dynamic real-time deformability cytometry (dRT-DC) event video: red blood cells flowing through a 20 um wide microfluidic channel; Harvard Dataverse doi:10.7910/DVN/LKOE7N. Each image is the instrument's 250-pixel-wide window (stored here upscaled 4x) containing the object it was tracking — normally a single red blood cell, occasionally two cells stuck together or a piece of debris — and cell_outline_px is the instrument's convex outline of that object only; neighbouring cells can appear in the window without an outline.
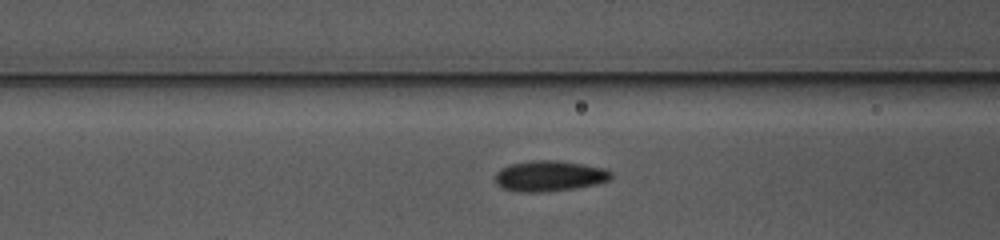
{"species": "common noctule bat (a hibernating species)", "species_latin": "Nyctalus noctula", "temperature_condition": "warm", "stored_images_in_passage": 38, "camera_frame_rate_fps": 3000, "um_per_image_px": 0.085, "animal": {"sex": "female", "body_mass_g": 10.0, "forearm_length_mm": 53.1}, "frame": {"image": 1, "passage_image": 6, "time_ms": 1.667, "image_size_px": [1000, 240], "cell_outline_px": [[612, 176], [608, 180], [596, 184], [576, 188], [544, 192], [520, 192], [500, 188], [496, 184], [496, 172], [500, 168], [508, 164], [532, 160], [552, 160], [580, 164], [604, 168], [612, 172]], "centroid_in_image_um": [46.65, 14.96], "position_along_channel_um": 119.9, "area_um2": 20.75}}
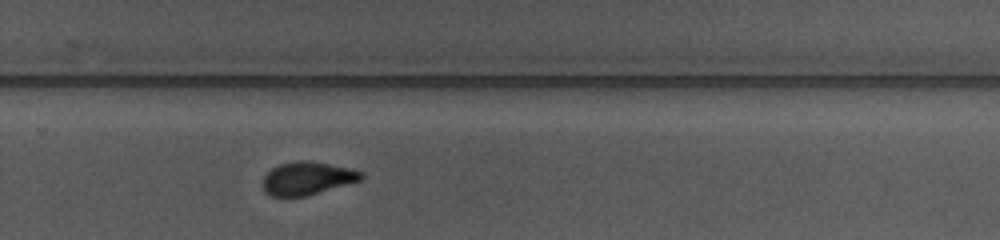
{"frame": {"image": 2, "passage_image": 20, "time_ms": 6.333, "image_size_px": [1000, 240], "cell_outline_px": [[364, 176], [360, 180], [308, 196], [272, 196], [264, 192], [264, 176], [272, 168], [280, 164], [300, 160], [304, 160], [352, 168], [364, 172]], "centroid_in_image_um": [26.14, 15.16], "position_along_channel_um": 303.7, "area_um2": 18.79}}
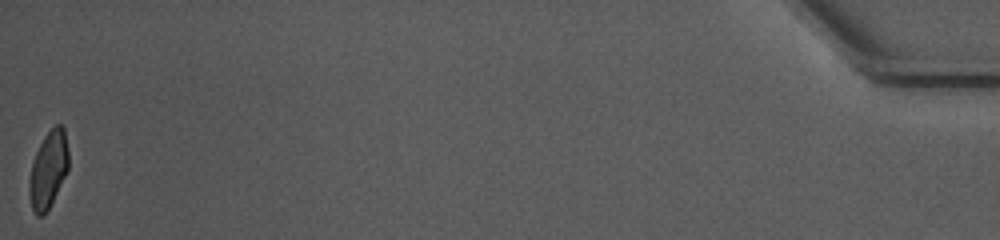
{"frame": {"image": 3, "passage_image": 38, "time_ms": 12.333, "image_size_px": [1000, 240], "cell_outline_px": [[68, 168], [44, 216], [36, 216], [32, 208], [28, 188], [32, 160], [44, 136], [56, 124], [64, 124], [68, 152]], "centroid_in_image_um": [4.09, 14.38], "position_along_channel_um": 431.1, "area_um2": 17.34}, "authors_computed_cell_mechanics": {"area_um2": 19.2474, "velocity_mm_per_s": 3.9474, "shape_relaxation_time_tau1_ms": 4.0257, "shape_relaxation_time_tau2_ms": 2.2135, "deformation_change_tau1": 0.1355, "deformation_change_tau2": 0.0712}}